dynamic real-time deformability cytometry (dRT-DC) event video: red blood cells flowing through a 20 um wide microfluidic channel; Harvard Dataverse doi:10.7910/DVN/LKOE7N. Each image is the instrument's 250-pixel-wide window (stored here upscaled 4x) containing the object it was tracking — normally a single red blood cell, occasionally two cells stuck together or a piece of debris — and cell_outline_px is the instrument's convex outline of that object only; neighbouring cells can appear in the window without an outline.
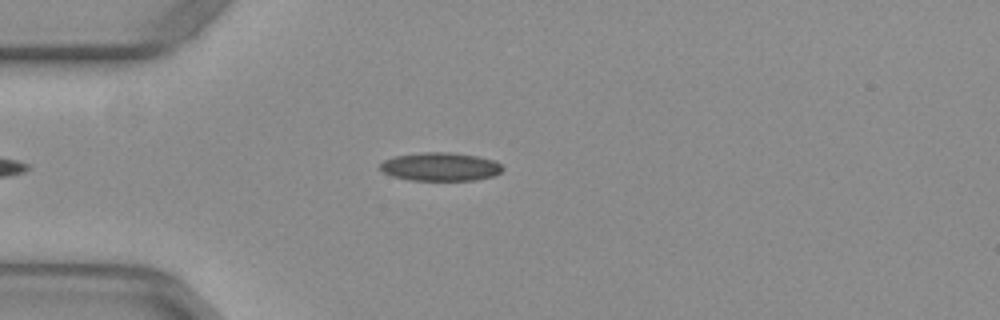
{"species": "common noctule bat (a hibernating species)", "species_latin": "Nyctalus noctula", "temperature_condition": "warm", "stored_images_in_passage": 37, "camera_frame_rate_fps": 3000, "um_per_image_px": 0.085, "animal": {"sex": "female", "body_mass_g": 29.2, "forearm_length_mm": 56.3}, "frame": {"image": 1, "passage_image": 2, "time_ms": 0.333, "image_size_px": [1000, 320], "cell_outline_px": [[504, 168], [500, 172], [492, 176], [472, 180], [408, 180], [392, 176], [384, 172], [380, 168], [380, 164], [384, 160], [396, 156], [424, 152], [448, 152], [476, 156], [492, 160], [500, 164]], "centroid_in_image_um": [37.41, 14.17], "position_along_channel_um": 47.6, "area_um2": 20.0}}
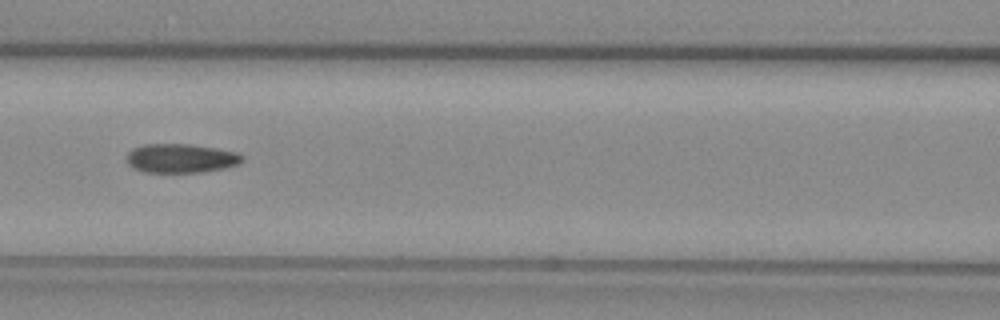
{"frame": {"image": 2, "passage_image": 11, "time_ms": 3.333, "image_size_px": [1000, 320], "cell_outline_px": [[244, 156], [236, 164], [224, 168], [204, 172], [144, 172], [132, 168], [128, 164], [128, 152], [132, 148], [144, 144], [188, 144], [236, 152]], "centroid_in_image_um": [15.32, 13.46], "position_along_channel_um": 151.3, "area_um2": 19.31}}
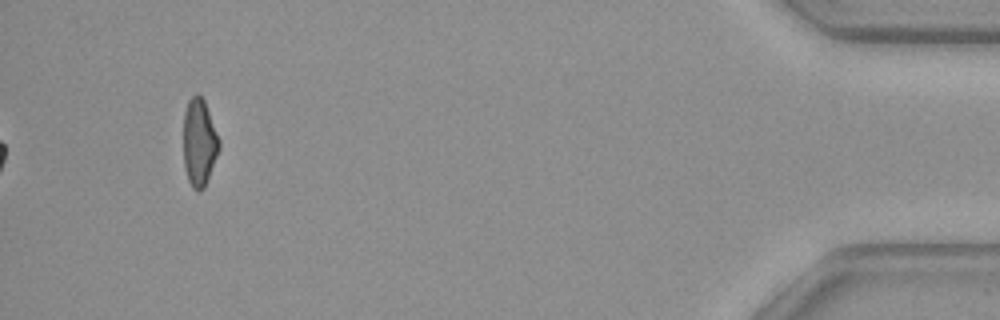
{"frame": {"image": 3, "passage_image": 37, "time_ms": 12.0, "image_size_px": [1000, 320], "cell_outline_px": [[220, 148], [204, 188], [200, 192], [196, 192], [192, 188], [188, 180], [184, 168], [184, 112], [188, 100], [196, 92], [204, 100], [220, 140]], "centroid_in_image_um": [16.93, 12.13], "position_along_channel_um": 418.3, "area_um2": 18.26}, "authors_computed_cell_mechanics": {"area_um2": 19.4786, "velocity_mm_per_s": 3.9743, "shape_relaxation_time_tau1_ms": null, "shape_relaxation_time_tau2_ms": 2.6307, "deformation_change_tau1": null, "deformation_change_tau2": 0.0966}}